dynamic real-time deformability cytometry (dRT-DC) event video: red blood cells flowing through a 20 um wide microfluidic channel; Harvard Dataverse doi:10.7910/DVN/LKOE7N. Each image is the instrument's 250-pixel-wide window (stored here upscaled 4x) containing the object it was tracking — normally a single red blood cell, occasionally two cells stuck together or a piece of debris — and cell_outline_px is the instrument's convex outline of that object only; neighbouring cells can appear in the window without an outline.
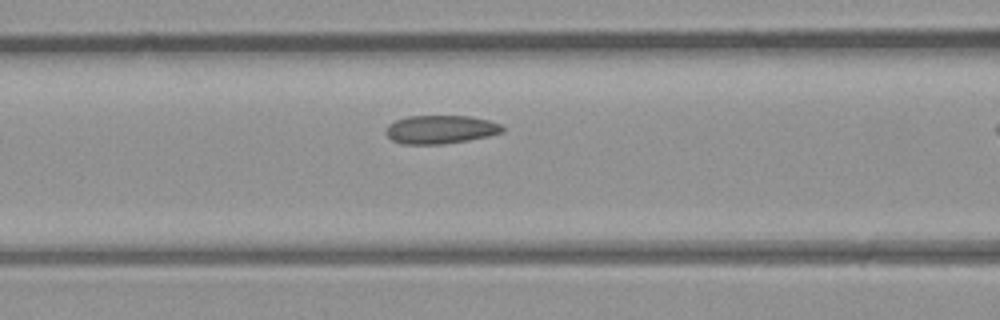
{"species": "common noctule bat (a hibernating species)", "species_latin": "Nyctalus noctula", "temperature_condition": "room temperature", "stored_images_in_passage": 7, "camera_frame_rate_fps": 3000, "um_per_image_px": 0.085, "animal": {"sex": "male", "body_mass_g": 23.1, "forearm_length_mm": 52.7}, "frame": {"image": 1, "passage_image": 6, "time_ms": 1.667, "image_size_px": [1000, 320], "cell_outline_px": [[504, 132], [488, 136], [468, 140], [440, 144], [404, 144], [392, 140], [384, 132], [388, 124], [396, 120], [408, 116], [472, 116], [488, 120], [500, 124], [504, 128]], "centroid_in_image_um": [37.44, 11.0], "position_along_channel_um": 129.2, "area_um2": 19.31}}